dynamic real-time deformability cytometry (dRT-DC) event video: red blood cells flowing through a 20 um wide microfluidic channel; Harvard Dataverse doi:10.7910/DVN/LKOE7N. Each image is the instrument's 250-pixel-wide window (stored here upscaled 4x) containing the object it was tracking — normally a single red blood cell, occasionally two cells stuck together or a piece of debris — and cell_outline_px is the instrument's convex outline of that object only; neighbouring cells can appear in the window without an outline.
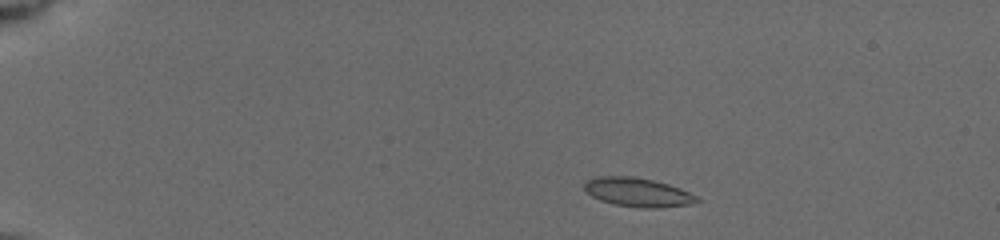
{"species": "common noctule bat (a hibernating species)", "species_latin": "Nyctalus noctula", "temperature_condition": "cold", "stored_images_in_passage": 15, "camera_frame_rate_fps": 3000, "um_per_image_px": 0.085, "animal": {"sex": "female", "body_mass_g": 19.5, "forearm_length_mm": 54.1}, "frame": {"image": 1, "passage_image": 1, "time_ms": 0.0, "image_size_px": [1000, 240], "cell_outline_px": [[700, 200], [692, 204], [660, 208], [640, 208], [616, 204], [600, 200], [592, 196], [584, 188], [584, 180], [596, 176], [632, 176], [652, 180], [668, 184], [680, 188], [696, 196]], "centroid_in_image_um": [54.19, 16.34], "position_along_channel_um": 30.8, "area_um2": 18.96}}
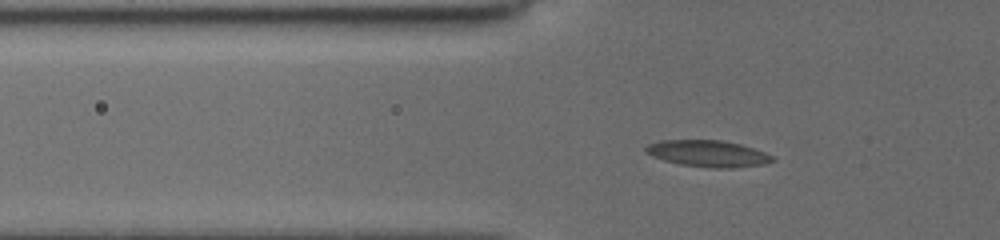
{"frame": {"image": 2, "passage_image": 8, "time_ms": 3.0, "image_size_px": [1000, 240], "cell_outline_px": [[776, 160], [764, 164], [732, 168], [712, 168], [680, 164], [664, 160], [652, 156], [644, 152], [644, 148], [648, 144], [660, 140], [720, 140], [740, 144], [764, 152], [772, 156]], "centroid_in_image_um": [60.15, 13.05], "position_along_channel_um": 65.7, "area_um2": 19.54}}
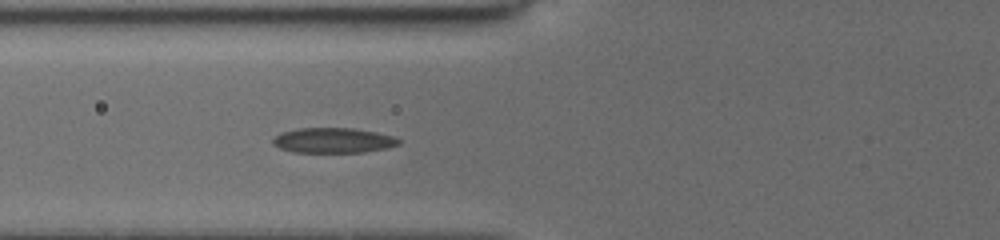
{"frame": {"image": 3, "passage_image": 13, "time_ms": 4.0, "image_size_px": [1000, 240], "cell_outline_px": [[400, 144], [388, 148], [364, 152], [292, 152], [280, 148], [272, 144], [272, 140], [280, 132], [296, 128], [356, 128], [396, 136], [400, 140]], "centroid_in_image_um": [28.34, 11.93], "position_along_channel_um": 97.5, "area_um2": 18.67}}